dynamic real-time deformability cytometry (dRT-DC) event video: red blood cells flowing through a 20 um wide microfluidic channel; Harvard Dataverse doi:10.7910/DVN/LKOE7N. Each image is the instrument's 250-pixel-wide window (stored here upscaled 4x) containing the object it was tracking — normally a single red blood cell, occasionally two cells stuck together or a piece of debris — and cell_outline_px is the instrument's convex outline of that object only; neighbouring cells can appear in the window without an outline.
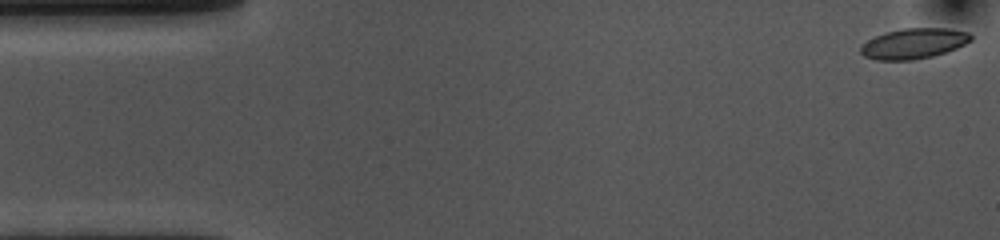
{"species": "common noctule bat (a hibernating species)", "species_latin": "Nyctalus noctula", "temperature_condition": "cold", "stored_images_in_passage": 54, "camera_frame_rate_fps": 3000, "um_per_image_px": 0.085, "animal": {"sex": "female", "body_mass_g": 10.0, "forearm_length_mm": 53.1}, "frame": {"image": 1, "passage_image": 1, "time_ms": 0.0, "image_size_px": [1000, 240], "cell_outline_px": [[972, 40], [956, 48], [932, 56], [912, 60], [876, 60], [864, 56], [860, 52], [860, 44], [876, 36], [888, 32], [904, 28], [948, 28], [968, 32], [972, 36]], "centroid_in_image_um": [77.65, 3.7], "position_along_channel_um": 7.4, "area_um2": 19.42}}
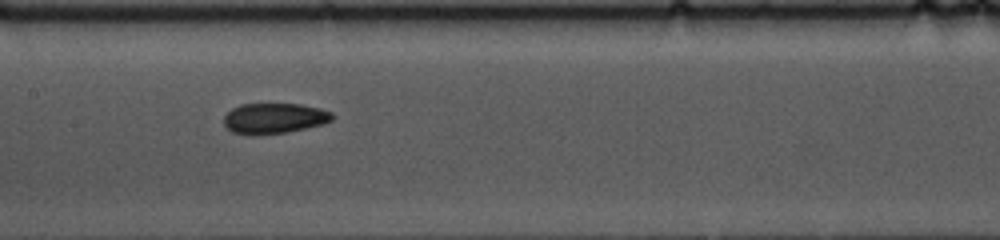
{"frame": {"image": 2, "passage_image": 25, "time_ms": 8.0, "image_size_px": [1000, 240], "cell_outline_px": [[332, 120], [324, 124], [288, 132], [232, 132], [224, 124], [224, 116], [232, 108], [240, 104], [300, 104], [320, 108], [332, 112]], "centroid_in_image_um": [23.36, 10.01], "position_along_channel_um": 184.0, "area_um2": 18.61}}
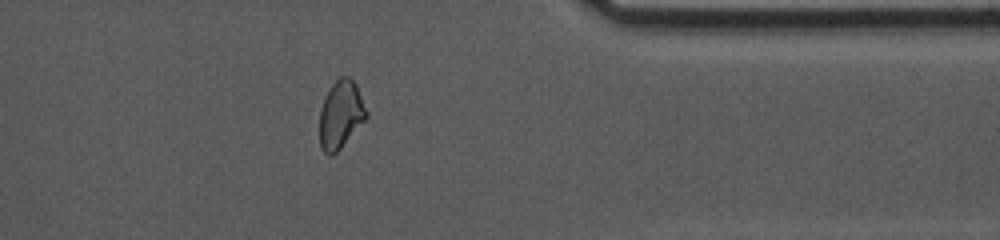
{"frame": {"image": 3, "passage_image": 43, "time_ms": 14.0, "image_size_px": [1000, 240], "cell_outline_px": [[368, 116], [340, 148], [332, 156], [328, 156], [320, 148], [320, 108], [332, 84], [340, 76], [348, 76], [356, 84], [368, 112]], "centroid_in_image_um": [28.96, 9.74], "position_along_channel_um": 382.4, "area_um2": 18.32}, "authors_computed_cell_mechanics": {"area_um2": 19.5653, "velocity_mm_per_s": 3.6069, "shape_relaxation_time_tau1_ms": 5.1856, "shape_relaxation_time_tau2_ms": 3.1436, "deformation_change_tau1": 0.1151, "deformation_change_tau2": 0.0721}}